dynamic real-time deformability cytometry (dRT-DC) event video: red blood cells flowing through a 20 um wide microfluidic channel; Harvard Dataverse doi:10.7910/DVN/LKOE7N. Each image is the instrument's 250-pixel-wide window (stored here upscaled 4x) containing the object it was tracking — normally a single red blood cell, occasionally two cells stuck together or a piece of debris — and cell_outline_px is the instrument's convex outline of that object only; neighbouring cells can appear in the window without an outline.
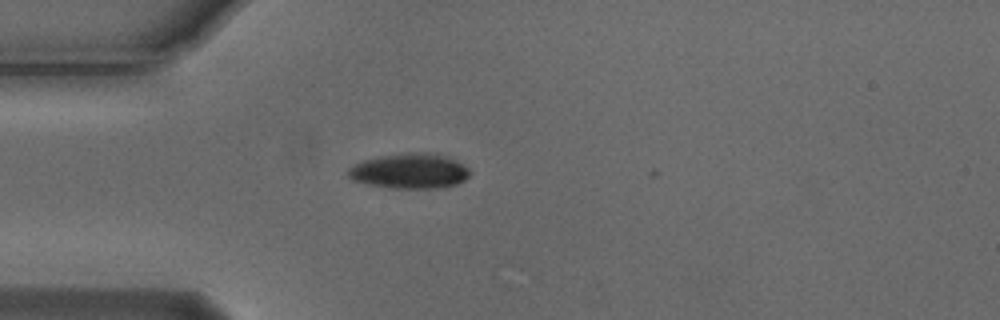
{"species": "Egyptian fruit bat (a non-hibernating species)", "species_latin": "Rousettus aegyptiacus", "temperature_condition": "cold", "stored_images_in_passage": 2, "camera_frame_rate_fps": 3000, "um_per_image_px": 0.085, "animal": {"sex": "male"}, "frame": {"image": 1, "passage_image": 1, "time_ms": 0.0, "image_size_px": [1000, 320], "cell_outline_px": [[472, 172], [464, 180], [456, 184], [436, 188], [388, 188], [352, 180], [348, 176], [348, 168], [364, 160], [380, 156], [408, 152], [436, 152], [448, 156], [464, 164]], "centroid_in_image_um": [34.86, 14.52], "position_along_channel_um": 50.1, "area_um2": 25.09}}